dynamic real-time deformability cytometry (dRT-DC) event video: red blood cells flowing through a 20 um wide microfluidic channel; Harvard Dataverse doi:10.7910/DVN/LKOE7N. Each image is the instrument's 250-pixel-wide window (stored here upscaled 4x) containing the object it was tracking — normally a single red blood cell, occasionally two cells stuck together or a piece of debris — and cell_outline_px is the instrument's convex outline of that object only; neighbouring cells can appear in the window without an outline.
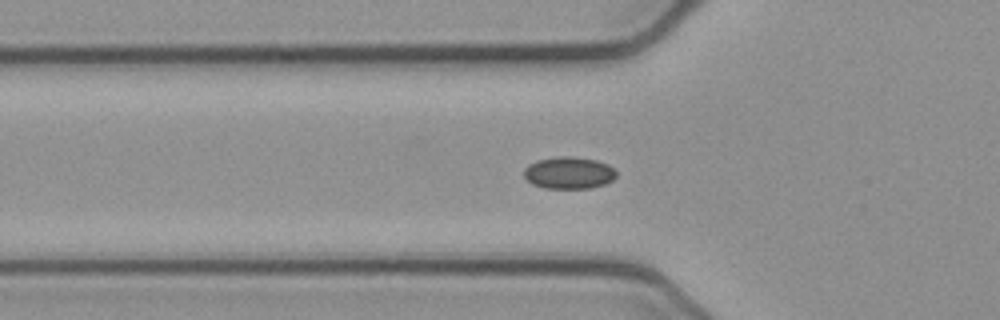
{"species": "common noctule bat (a hibernating species)", "species_latin": "Nyctalus noctula", "temperature_condition": "cold", "stored_images_in_passage": 38, "camera_frame_rate_fps": 3000, "um_per_image_px": 0.085, "animal": {"sex": "female", "body_mass_g": 21.9}, "frame": {"image": 1, "passage_image": 2, "time_ms": 0.333, "image_size_px": [1000, 320], "cell_outline_px": [[616, 176], [612, 180], [604, 184], [592, 188], [544, 188], [532, 184], [524, 176], [524, 168], [528, 164], [536, 160], [560, 156], [572, 156], [596, 160], [608, 164], [616, 172]], "centroid_in_image_um": [48.34, 14.68], "position_along_channel_um": 77.5, "area_um2": 17.28}}
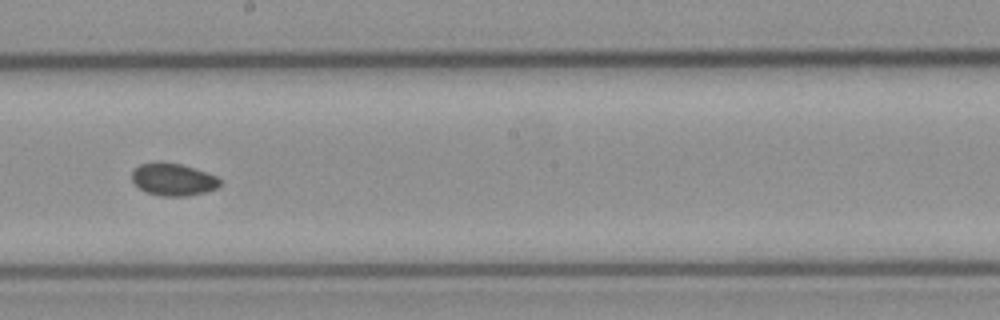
{"frame": {"image": 2, "passage_image": 14, "time_ms": 4.333, "image_size_px": [1000, 320], "cell_outline_px": [[220, 184], [216, 188], [204, 192], [188, 196], [160, 196], [148, 192], [140, 188], [132, 180], [132, 172], [140, 164], [160, 160], [180, 164], [216, 176], [220, 180]], "centroid_in_image_um": [14.69, 15.24], "position_along_channel_um": 233.5, "area_um2": 16.47}}
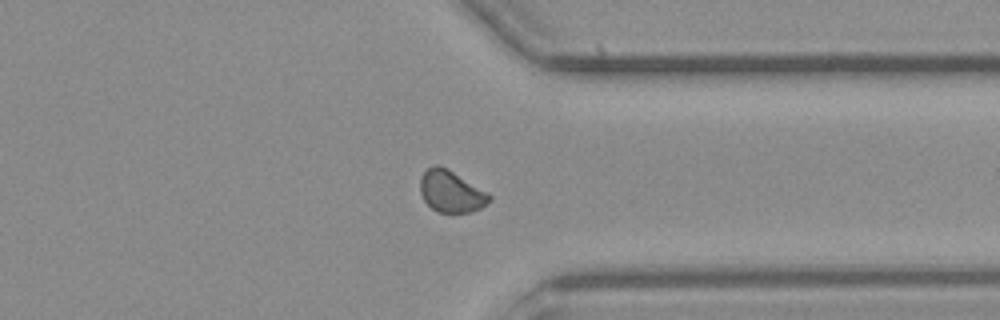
{"frame": {"image": 3, "passage_image": 25, "time_ms": 8.0, "image_size_px": [1000, 320], "cell_outline_px": [[492, 200], [480, 208], [472, 212], [440, 212], [432, 208], [424, 200], [420, 192], [420, 176], [432, 164], [436, 164], [448, 168], [488, 192], [492, 196]], "centroid_in_image_um": [38.35, 16.25], "position_along_channel_um": 373.1, "area_um2": 16.94}}